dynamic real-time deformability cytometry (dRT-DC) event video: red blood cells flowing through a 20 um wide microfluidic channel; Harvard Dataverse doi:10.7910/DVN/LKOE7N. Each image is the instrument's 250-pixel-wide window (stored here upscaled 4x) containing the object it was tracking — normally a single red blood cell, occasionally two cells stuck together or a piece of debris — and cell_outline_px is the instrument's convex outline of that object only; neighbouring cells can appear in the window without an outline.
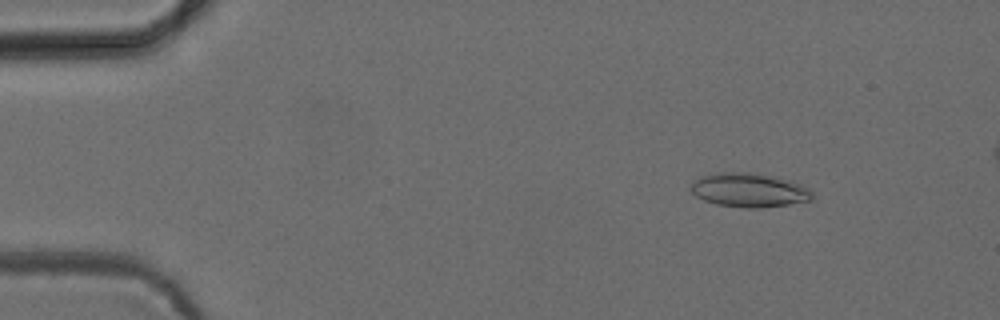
{"species": "common noctule bat (a hibernating species)", "species_latin": "Nyctalus noctula", "temperature_condition": "cold", "stored_images_in_passage": 48, "camera_frame_rate_fps": 3000, "um_per_image_px": 0.085, "animal": {"sex": "female", "body_mass_g": 24.6, "forearm_length_mm": 56.2}, "frame": {"image": 1, "passage_image": 3, "time_ms": 0.667, "image_size_px": [1000, 320], "cell_outline_px": [[812, 200], [788, 204], [760, 208], [744, 208], [716, 204], [704, 200], [696, 196], [688, 188], [700, 176], [720, 172], [748, 172], [772, 176], [788, 180], [800, 184], [808, 188], [812, 192]], "centroid_in_image_um": [63.65, 16.16], "position_along_channel_um": 21.4, "area_um2": 23.99}}
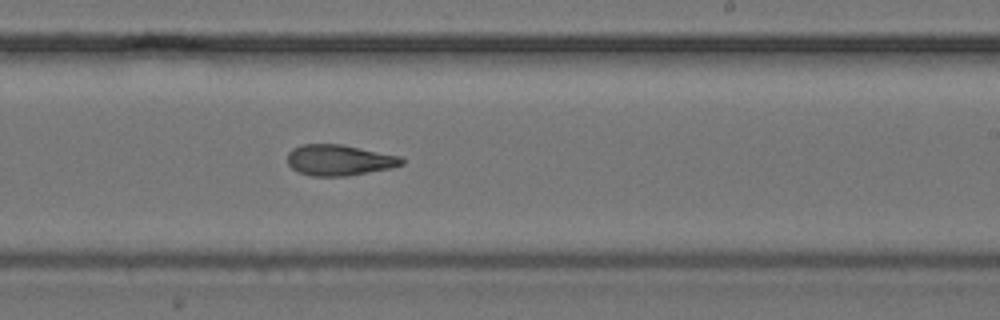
{"frame": {"image": 2, "passage_image": 28, "time_ms": 9.0, "image_size_px": [1000, 320], "cell_outline_px": [[404, 164], [392, 168], [348, 176], [312, 176], [300, 172], [292, 168], [288, 164], [288, 152], [292, 148], [300, 144], [340, 144], [400, 156], [404, 160]], "centroid_in_image_um": [28.83, 13.61], "position_along_channel_um": 260.2, "area_um2": 20.58}}
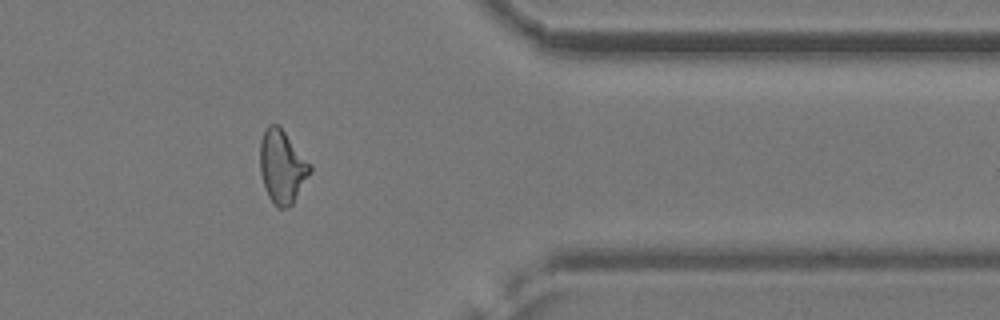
{"frame": {"image": 3, "passage_image": 39, "time_ms": 12.667, "image_size_px": [1000, 320], "cell_outline_px": [[312, 172], [292, 204], [288, 208], [276, 208], [268, 196], [264, 188], [260, 172], [260, 140], [264, 128], [268, 124], [276, 124], [284, 132], [312, 164]], "centroid_in_image_um": [23.98, 14.19], "position_along_channel_um": 387.4, "area_um2": 21.56}, "authors_computed_cell_mechanics": {"area_um2": 21.386, "velocity_mm_per_s": 3.9127, "shape_relaxation_time_tau1_ms": 6.8364, "shape_relaxation_time_tau2_ms": 5.0822, "deformation_change_tau1": 0.1721, "deformation_change_tau2": 0.1368}}